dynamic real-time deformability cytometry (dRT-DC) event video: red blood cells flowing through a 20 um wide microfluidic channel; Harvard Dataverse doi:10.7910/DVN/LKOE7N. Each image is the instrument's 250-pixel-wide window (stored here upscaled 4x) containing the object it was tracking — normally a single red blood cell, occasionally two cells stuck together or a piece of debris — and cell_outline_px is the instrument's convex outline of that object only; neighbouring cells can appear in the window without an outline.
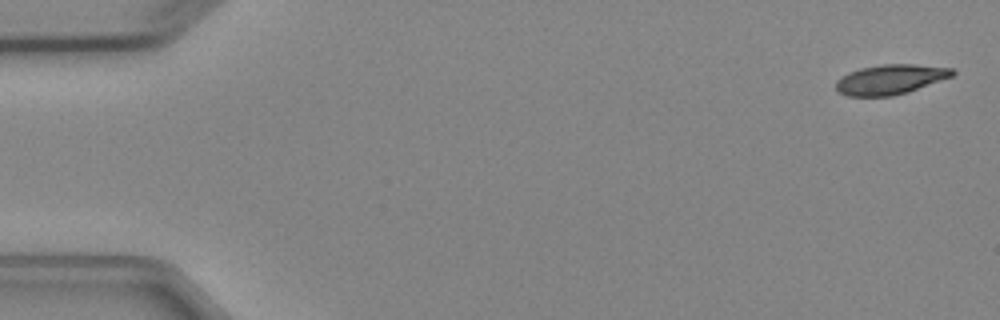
{"species": "Egyptian fruit bat (a non-hibernating species)", "species_latin": "Rousettus aegyptiacus", "temperature_condition": "cold", "stored_images_in_passage": 4, "camera_frame_rate_fps": 3000, "um_per_image_px": 0.085, "animal": {"sex": "female"}, "frame": {"image": 1, "passage_image": 1, "time_ms": 0.0, "image_size_px": [1000, 320], "cell_outline_px": [[956, 72], [952, 76], [908, 92], [892, 96], [848, 96], [836, 92], [836, 80], [840, 76], [848, 72], [860, 68], [880, 64], [916, 64], [952, 68]], "centroid_in_image_um": [75.64, 6.75], "position_along_channel_um": 9.4, "area_um2": 20.4}}
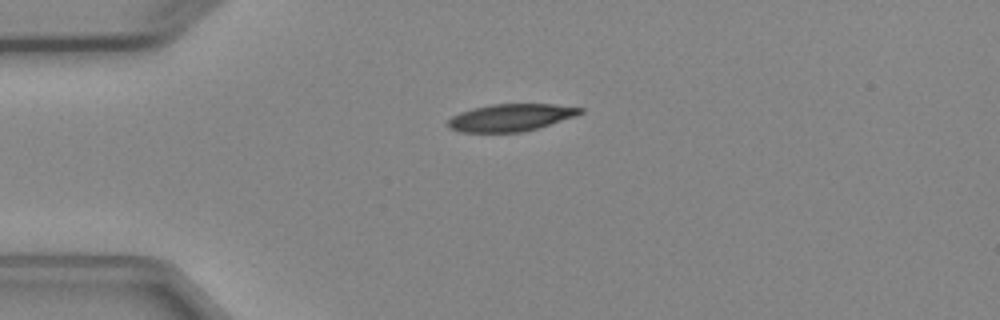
{"frame": {"image": 2, "passage_image": 4, "time_ms": 3.667, "image_size_px": [1000, 320], "cell_outline_px": [[584, 112], [576, 116], [536, 128], [520, 132], [460, 132], [448, 128], [448, 120], [452, 116], [460, 112], [472, 108], [492, 104], [552, 104], [584, 108]], "centroid_in_image_um": [43.4, 9.98], "position_along_channel_um": 41.6, "area_um2": 20.92}}